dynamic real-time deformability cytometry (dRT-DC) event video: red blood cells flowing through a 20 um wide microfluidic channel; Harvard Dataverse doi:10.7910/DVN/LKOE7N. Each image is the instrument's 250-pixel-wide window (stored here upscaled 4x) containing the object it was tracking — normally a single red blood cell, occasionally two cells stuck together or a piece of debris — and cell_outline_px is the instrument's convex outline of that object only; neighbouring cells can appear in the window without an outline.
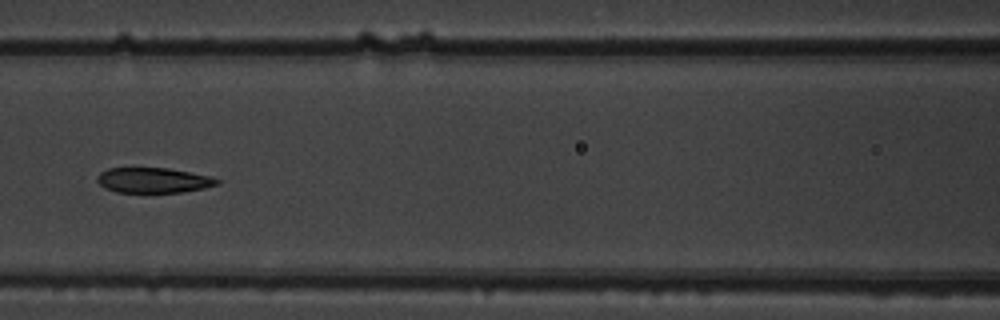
{"species": "common noctule bat (a hibernating species)", "species_latin": "Nyctalus noctula", "temperature_condition": "warm", "stored_images_in_passage": 7, "camera_frame_rate_fps": 3000, "um_per_image_px": 0.085, "animal": {"sex": "male", "body_mass_g": 19.5, "forearm_length_mm": 54.6}, "frame": {"image": 1, "passage_image": 7, "time_ms": 2.0, "image_size_px": [1000, 320], "cell_outline_px": [[220, 184], [204, 188], [184, 192], [116, 192], [104, 188], [96, 180], [96, 176], [100, 172], [108, 168], [168, 168], [212, 176], [220, 180]], "centroid_in_image_um": [13.04, 15.32], "position_along_channel_um": 153.6, "area_um2": 17.74}}